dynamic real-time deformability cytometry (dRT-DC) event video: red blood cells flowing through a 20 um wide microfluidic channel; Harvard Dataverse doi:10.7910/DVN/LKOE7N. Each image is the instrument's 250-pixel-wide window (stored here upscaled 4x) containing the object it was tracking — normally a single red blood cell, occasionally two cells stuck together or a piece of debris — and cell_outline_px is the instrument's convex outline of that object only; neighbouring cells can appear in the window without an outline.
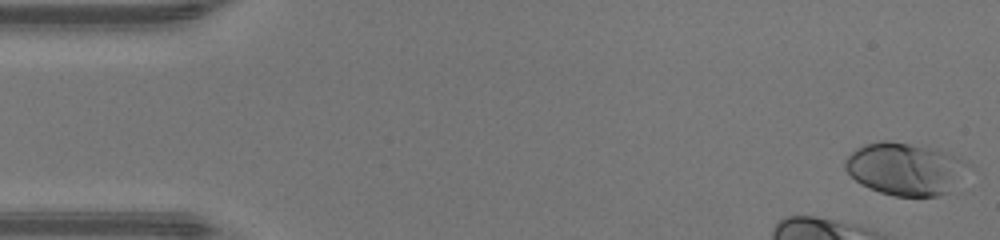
{"species": "human", "species_latin": "Homo sapiens", "temperature_condition": "warm", "stored_images_in_passage": 37, "camera_frame_rate_fps": 3000, "um_per_image_px": 0.085, "donor": {"sex": "male"}, "frame": {"image": 1, "passage_image": 1, "time_ms": 0.0, "image_size_px": [1000, 240], "cell_outline_px": [[972, 164], [952, 192], [936, 196], [896, 196], [880, 192], [860, 184], [844, 168], [844, 160], [856, 148], [864, 144], [880, 140], [888, 140], [936, 148], [948, 152], [968, 160]], "centroid_in_image_um": [77.0, 14.34], "position_along_channel_um": 8.0, "area_um2": 38.26}, "authors_computed_cell_mechanics": {"area_um2": 36.3562, "velocity_mm_per_s": 4.3189, "shape_relaxation_time_tau1_ms": 1.5033, "shape_relaxation_time_tau2_ms": null, "deformation_change_tau1": 0.1401, "deformation_change_tau2": null}}